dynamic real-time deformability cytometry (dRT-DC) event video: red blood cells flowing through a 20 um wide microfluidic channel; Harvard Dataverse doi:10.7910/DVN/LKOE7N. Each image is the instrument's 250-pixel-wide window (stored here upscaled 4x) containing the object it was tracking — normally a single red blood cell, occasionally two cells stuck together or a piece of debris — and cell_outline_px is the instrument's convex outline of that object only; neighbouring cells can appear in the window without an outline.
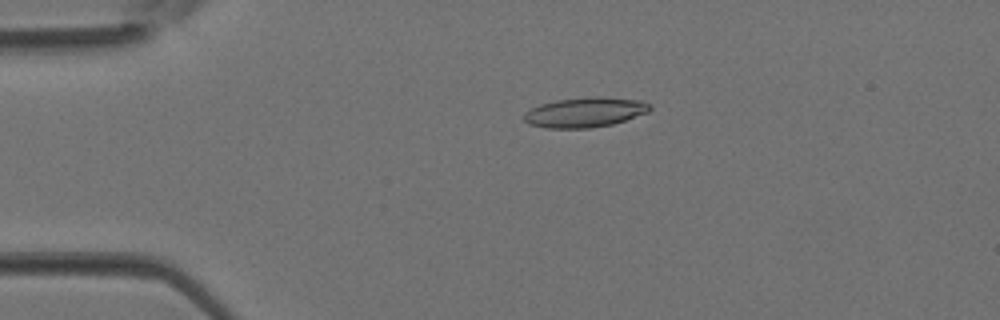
{"species": "Egyptian fruit bat (a non-hibernating species)", "species_latin": "Rousettus aegyptiacus", "temperature_condition": "room temperature", "stored_images_in_passage": 4, "camera_frame_rate_fps": 3000, "um_per_image_px": 0.085, "animal": {"sex": "female"}, "frame": {"image": 1, "passage_image": 2, "time_ms": 0.333, "image_size_px": [1000, 320], "cell_outline_px": [[652, 108], [648, 112], [612, 124], [588, 128], [548, 128], [528, 124], [524, 120], [524, 112], [540, 104], [556, 100], [588, 96], [600, 96], [640, 100], [652, 104]], "centroid_in_image_um": [49.73, 9.53], "position_along_channel_um": 35.3, "area_um2": 22.02}}
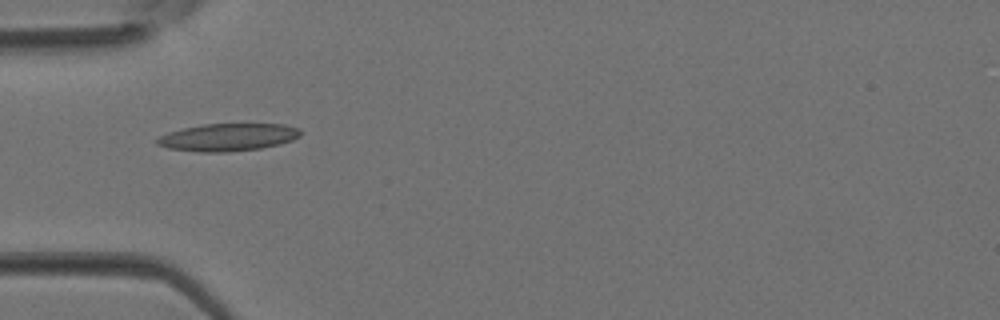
{"frame": {"image": 2, "passage_image": 3, "time_ms": 0.667, "image_size_px": [1000, 320], "cell_outline_px": [[300, 136], [292, 140], [280, 144], [260, 148], [228, 152], [200, 152], [168, 148], [156, 144], [156, 140], [160, 136], [168, 132], [184, 128], [204, 124], [284, 124], [300, 128]], "centroid_in_image_um": [19.39, 11.66], "position_along_channel_um": 65.6, "area_um2": 22.95}}
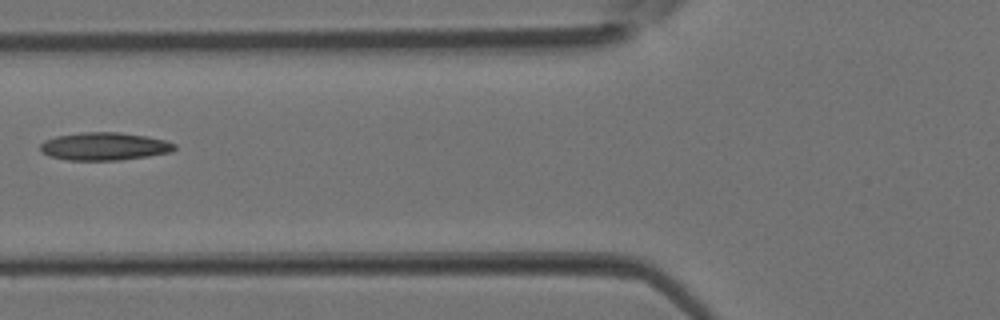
{"frame": {"image": 3, "passage_image": 4, "time_ms": 1.0, "image_size_px": [1000, 320], "cell_outline_px": [[176, 148], [172, 152], [148, 156], [120, 160], [68, 160], [48, 156], [40, 152], [40, 144], [44, 140], [56, 136], [80, 132], [120, 132], [144, 136], [164, 140], [176, 144]], "centroid_in_image_um": [8.83, 12.44], "position_along_channel_um": 117.0, "area_um2": 21.91}}